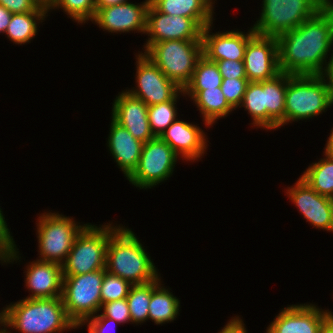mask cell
Instances as JSON below:
<instances>
[{"mask_svg": "<svg viewBox=\"0 0 333 333\" xmlns=\"http://www.w3.org/2000/svg\"><path fill=\"white\" fill-rule=\"evenodd\" d=\"M279 70L286 74H321L333 47V4L278 38Z\"/></svg>", "mask_w": 333, "mask_h": 333, "instance_id": "6da1fadb", "label": "cell"}, {"mask_svg": "<svg viewBox=\"0 0 333 333\" xmlns=\"http://www.w3.org/2000/svg\"><path fill=\"white\" fill-rule=\"evenodd\" d=\"M129 228L120 226L109 238L106 251V271L132 285L146 284L160 274L139 238Z\"/></svg>", "mask_w": 333, "mask_h": 333, "instance_id": "7a4b0ae2", "label": "cell"}, {"mask_svg": "<svg viewBox=\"0 0 333 333\" xmlns=\"http://www.w3.org/2000/svg\"><path fill=\"white\" fill-rule=\"evenodd\" d=\"M7 327L20 333H60L76 329L61 297L22 299L6 305Z\"/></svg>", "mask_w": 333, "mask_h": 333, "instance_id": "3957f363", "label": "cell"}, {"mask_svg": "<svg viewBox=\"0 0 333 333\" xmlns=\"http://www.w3.org/2000/svg\"><path fill=\"white\" fill-rule=\"evenodd\" d=\"M331 106L327 84L320 74H287L284 125L313 119Z\"/></svg>", "mask_w": 333, "mask_h": 333, "instance_id": "277c9868", "label": "cell"}, {"mask_svg": "<svg viewBox=\"0 0 333 333\" xmlns=\"http://www.w3.org/2000/svg\"><path fill=\"white\" fill-rule=\"evenodd\" d=\"M120 227L112 223L87 225L77 235L62 264L63 275H80L106 267V251L110 236Z\"/></svg>", "mask_w": 333, "mask_h": 333, "instance_id": "5b68a950", "label": "cell"}, {"mask_svg": "<svg viewBox=\"0 0 333 333\" xmlns=\"http://www.w3.org/2000/svg\"><path fill=\"white\" fill-rule=\"evenodd\" d=\"M331 0H263L260 17L252 26L254 32L278 38L311 18Z\"/></svg>", "mask_w": 333, "mask_h": 333, "instance_id": "8992f818", "label": "cell"}, {"mask_svg": "<svg viewBox=\"0 0 333 333\" xmlns=\"http://www.w3.org/2000/svg\"><path fill=\"white\" fill-rule=\"evenodd\" d=\"M180 88L189 83L202 54V40H167L152 44L144 53Z\"/></svg>", "mask_w": 333, "mask_h": 333, "instance_id": "52a82bcc", "label": "cell"}, {"mask_svg": "<svg viewBox=\"0 0 333 333\" xmlns=\"http://www.w3.org/2000/svg\"><path fill=\"white\" fill-rule=\"evenodd\" d=\"M106 269L80 275H63L62 301L76 327L101 308V286Z\"/></svg>", "mask_w": 333, "mask_h": 333, "instance_id": "ba28073f", "label": "cell"}, {"mask_svg": "<svg viewBox=\"0 0 333 333\" xmlns=\"http://www.w3.org/2000/svg\"><path fill=\"white\" fill-rule=\"evenodd\" d=\"M37 222L39 260L60 265L65 262L77 235L87 225H80L73 217L57 212L41 213Z\"/></svg>", "mask_w": 333, "mask_h": 333, "instance_id": "9c48e42d", "label": "cell"}, {"mask_svg": "<svg viewBox=\"0 0 333 333\" xmlns=\"http://www.w3.org/2000/svg\"><path fill=\"white\" fill-rule=\"evenodd\" d=\"M178 157L168 143L154 137L144 143L138 165L127 180L136 188L151 189L171 177Z\"/></svg>", "mask_w": 333, "mask_h": 333, "instance_id": "30bf717a", "label": "cell"}, {"mask_svg": "<svg viewBox=\"0 0 333 333\" xmlns=\"http://www.w3.org/2000/svg\"><path fill=\"white\" fill-rule=\"evenodd\" d=\"M136 88L126 91L141 99L147 106L173 100L184 95L183 89L168 79L142 51L136 55Z\"/></svg>", "mask_w": 333, "mask_h": 333, "instance_id": "8fae6325", "label": "cell"}, {"mask_svg": "<svg viewBox=\"0 0 333 333\" xmlns=\"http://www.w3.org/2000/svg\"><path fill=\"white\" fill-rule=\"evenodd\" d=\"M203 28L192 18L172 16L157 11L151 4L147 11L148 40L144 52L154 43L167 40H201Z\"/></svg>", "mask_w": 333, "mask_h": 333, "instance_id": "7c38bea8", "label": "cell"}, {"mask_svg": "<svg viewBox=\"0 0 333 333\" xmlns=\"http://www.w3.org/2000/svg\"><path fill=\"white\" fill-rule=\"evenodd\" d=\"M243 62L249 82L274 78L280 73L277 38L255 33L248 40Z\"/></svg>", "mask_w": 333, "mask_h": 333, "instance_id": "4fadbf2b", "label": "cell"}, {"mask_svg": "<svg viewBox=\"0 0 333 333\" xmlns=\"http://www.w3.org/2000/svg\"><path fill=\"white\" fill-rule=\"evenodd\" d=\"M286 191L307 222L314 228L333 232V198L318 194L301 177Z\"/></svg>", "mask_w": 333, "mask_h": 333, "instance_id": "5bb4252c", "label": "cell"}, {"mask_svg": "<svg viewBox=\"0 0 333 333\" xmlns=\"http://www.w3.org/2000/svg\"><path fill=\"white\" fill-rule=\"evenodd\" d=\"M150 0L140 4H133L130 0L124 4H117L105 8L96 9L92 23L94 22L103 31L111 33H126L130 31H146L147 11Z\"/></svg>", "mask_w": 333, "mask_h": 333, "instance_id": "9a60e30c", "label": "cell"}, {"mask_svg": "<svg viewBox=\"0 0 333 333\" xmlns=\"http://www.w3.org/2000/svg\"><path fill=\"white\" fill-rule=\"evenodd\" d=\"M332 312L314 304L288 305L280 310L266 329V333H319Z\"/></svg>", "mask_w": 333, "mask_h": 333, "instance_id": "2e32d148", "label": "cell"}, {"mask_svg": "<svg viewBox=\"0 0 333 333\" xmlns=\"http://www.w3.org/2000/svg\"><path fill=\"white\" fill-rule=\"evenodd\" d=\"M112 106L111 119L126 128L135 139L145 143L155 137L149 124L148 106L141 99L123 90Z\"/></svg>", "mask_w": 333, "mask_h": 333, "instance_id": "e0dca14e", "label": "cell"}, {"mask_svg": "<svg viewBox=\"0 0 333 333\" xmlns=\"http://www.w3.org/2000/svg\"><path fill=\"white\" fill-rule=\"evenodd\" d=\"M212 25L208 24L202 30V54L211 61L243 60L248 40L255 34L253 28L246 34L238 29L211 33Z\"/></svg>", "mask_w": 333, "mask_h": 333, "instance_id": "ac0fdd59", "label": "cell"}, {"mask_svg": "<svg viewBox=\"0 0 333 333\" xmlns=\"http://www.w3.org/2000/svg\"><path fill=\"white\" fill-rule=\"evenodd\" d=\"M160 138L168 143L182 160L186 161H198L208 148L206 140L208 138L202 128L178 118L161 134Z\"/></svg>", "mask_w": 333, "mask_h": 333, "instance_id": "d6986e66", "label": "cell"}, {"mask_svg": "<svg viewBox=\"0 0 333 333\" xmlns=\"http://www.w3.org/2000/svg\"><path fill=\"white\" fill-rule=\"evenodd\" d=\"M25 271V285L32 292L27 299L61 297L63 287L62 265L36 259Z\"/></svg>", "mask_w": 333, "mask_h": 333, "instance_id": "ffe728a7", "label": "cell"}, {"mask_svg": "<svg viewBox=\"0 0 333 333\" xmlns=\"http://www.w3.org/2000/svg\"><path fill=\"white\" fill-rule=\"evenodd\" d=\"M107 146L115 159L118 168L125 177H129L136 169L144 143L135 139L128 130L111 120Z\"/></svg>", "mask_w": 333, "mask_h": 333, "instance_id": "44dd1931", "label": "cell"}, {"mask_svg": "<svg viewBox=\"0 0 333 333\" xmlns=\"http://www.w3.org/2000/svg\"><path fill=\"white\" fill-rule=\"evenodd\" d=\"M159 12L194 19L202 28L213 23L214 0H150Z\"/></svg>", "mask_w": 333, "mask_h": 333, "instance_id": "7402d4cb", "label": "cell"}, {"mask_svg": "<svg viewBox=\"0 0 333 333\" xmlns=\"http://www.w3.org/2000/svg\"><path fill=\"white\" fill-rule=\"evenodd\" d=\"M201 113L205 126L209 128L219 118L227 117L234 109L226 101L221 87L206 90H183Z\"/></svg>", "mask_w": 333, "mask_h": 333, "instance_id": "603a6c76", "label": "cell"}, {"mask_svg": "<svg viewBox=\"0 0 333 333\" xmlns=\"http://www.w3.org/2000/svg\"><path fill=\"white\" fill-rule=\"evenodd\" d=\"M286 89L287 74L284 72H280L274 78L264 81L266 130H276L284 126Z\"/></svg>", "mask_w": 333, "mask_h": 333, "instance_id": "cb8c5ba5", "label": "cell"}, {"mask_svg": "<svg viewBox=\"0 0 333 333\" xmlns=\"http://www.w3.org/2000/svg\"><path fill=\"white\" fill-rule=\"evenodd\" d=\"M160 278L159 276L152 281V294L148 309V320L154 321L157 325L173 322L180 311V300L161 284Z\"/></svg>", "mask_w": 333, "mask_h": 333, "instance_id": "d4e9b609", "label": "cell"}, {"mask_svg": "<svg viewBox=\"0 0 333 333\" xmlns=\"http://www.w3.org/2000/svg\"><path fill=\"white\" fill-rule=\"evenodd\" d=\"M47 11H30L28 13L12 14L5 31L7 38L15 44H26L37 34L40 21L48 15Z\"/></svg>", "mask_w": 333, "mask_h": 333, "instance_id": "484cf974", "label": "cell"}, {"mask_svg": "<svg viewBox=\"0 0 333 333\" xmlns=\"http://www.w3.org/2000/svg\"><path fill=\"white\" fill-rule=\"evenodd\" d=\"M324 158L310 164L300 176L318 194L333 198V157Z\"/></svg>", "mask_w": 333, "mask_h": 333, "instance_id": "4316f807", "label": "cell"}, {"mask_svg": "<svg viewBox=\"0 0 333 333\" xmlns=\"http://www.w3.org/2000/svg\"><path fill=\"white\" fill-rule=\"evenodd\" d=\"M239 107H244L251 115L253 126L266 130V107L264 81L249 82Z\"/></svg>", "mask_w": 333, "mask_h": 333, "instance_id": "83f0119b", "label": "cell"}, {"mask_svg": "<svg viewBox=\"0 0 333 333\" xmlns=\"http://www.w3.org/2000/svg\"><path fill=\"white\" fill-rule=\"evenodd\" d=\"M221 84L222 75L216 62L202 55L196 63L191 80L183 90H206L221 87Z\"/></svg>", "mask_w": 333, "mask_h": 333, "instance_id": "f1b7e54d", "label": "cell"}, {"mask_svg": "<svg viewBox=\"0 0 333 333\" xmlns=\"http://www.w3.org/2000/svg\"><path fill=\"white\" fill-rule=\"evenodd\" d=\"M152 282L132 285L126 298L132 323L138 325L148 320Z\"/></svg>", "mask_w": 333, "mask_h": 333, "instance_id": "f546056e", "label": "cell"}, {"mask_svg": "<svg viewBox=\"0 0 333 333\" xmlns=\"http://www.w3.org/2000/svg\"><path fill=\"white\" fill-rule=\"evenodd\" d=\"M179 95L173 100L148 106V119L152 134L160 137L161 134L177 119L176 103Z\"/></svg>", "mask_w": 333, "mask_h": 333, "instance_id": "4dcf8cb0", "label": "cell"}, {"mask_svg": "<svg viewBox=\"0 0 333 333\" xmlns=\"http://www.w3.org/2000/svg\"><path fill=\"white\" fill-rule=\"evenodd\" d=\"M58 8L66 12V15L78 24L92 21L96 13L95 0H55L51 10Z\"/></svg>", "mask_w": 333, "mask_h": 333, "instance_id": "1f68e13d", "label": "cell"}, {"mask_svg": "<svg viewBox=\"0 0 333 333\" xmlns=\"http://www.w3.org/2000/svg\"><path fill=\"white\" fill-rule=\"evenodd\" d=\"M131 286L132 284L129 281L106 271L100 290L101 303L127 298Z\"/></svg>", "mask_w": 333, "mask_h": 333, "instance_id": "d6a6232c", "label": "cell"}, {"mask_svg": "<svg viewBox=\"0 0 333 333\" xmlns=\"http://www.w3.org/2000/svg\"><path fill=\"white\" fill-rule=\"evenodd\" d=\"M249 81L247 78L222 79L221 90L229 105L236 110L243 100Z\"/></svg>", "mask_w": 333, "mask_h": 333, "instance_id": "836d02e7", "label": "cell"}, {"mask_svg": "<svg viewBox=\"0 0 333 333\" xmlns=\"http://www.w3.org/2000/svg\"><path fill=\"white\" fill-rule=\"evenodd\" d=\"M101 314H96L95 316H105L110 319L115 320L118 323H132L131 316L129 312L128 302L125 299L114 300L101 305L100 312Z\"/></svg>", "mask_w": 333, "mask_h": 333, "instance_id": "e575fe53", "label": "cell"}, {"mask_svg": "<svg viewBox=\"0 0 333 333\" xmlns=\"http://www.w3.org/2000/svg\"><path fill=\"white\" fill-rule=\"evenodd\" d=\"M216 62L222 79L247 78L243 60H220Z\"/></svg>", "mask_w": 333, "mask_h": 333, "instance_id": "d590c367", "label": "cell"}, {"mask_svg": "<svg viewBox=\"0 0 333 333\" xmlns=\"http://www.w3.org/2000/svg\"><path fill=\"white\" fill-rule=\"evenodd\" d=\"M85 324L88 327V330H87L88 333H107L109 330L113 332V330H115L114 326H116L120 323L116 322L113 319L105 317V316H93V317H90L89 319L82 321L77 326V328H80V327L84 326Z\"/></svg>", "mask_w": 333, "mask_h": 333, "instance_id": "8d00e7d4", "label": "cell"}, {"mask_svg": "<svg viewBox=\"0 0 333 333\" xmlns=\"http://www.w3.org/2000/svg\"><path fill=\"white\" fill-rule=\"evenodd\" d=\"M21 257L15 243H12L1 231H0V261L3 263H13L18 261Z\"/></svg>", "mask_w": 333, "mask_h": 333, "instance_id": "74e56055", "label": "cell"}, {"mask_svg": "<svg viewBox=\"0 0 333 333\" xmlns=\"http://www.w3.org/2000/svg\"><path fill=\"white\" fill-rule=\"evenodd\" d=\"M0 5L4 6L12 14L28 13L30 11H46L38 7L33 0H0Z\"/></svg>", "mask_w": 333, "mask_h": 333, "instance_id": "f35d334b", "label": "cell"}, {"mask_svg": "<svg viewBox=\"0 0 333 333\" xmlns=\"http://www.w3.org/2000/svg\"><path fill=\"white\" fill-rule=\"evenodd\" d=\"M329 58L330 59L327 62L324 71L320 75L324 78L327 84L329 98L331 104L333 105V52Z\"/></svg>", "mask_w": 333, "mask_h": 333, "instance_id": "ab89813d", "label": "cell"}, {"mask_svg": "<svg viewBox=\"0 0 333 333\" xmlns=\"http://www.w3.org/2000/svg\"><path fill=\"white\" fill-rule=\"evenodd\" d=\"M218 333H247L243 320L239 317H232L229 322Z\"/></svg>", "mask_w": 333, "mask_h": 333, "instance_id": "60d3db41", "label": "cell"}, {"mask_svg": "<svg viewBox=\"0 0 333 333\" xmlns=\"http://www.w3.org/2000/svg\"><path fill=\"white\" fill-rule=\"evenodd\" d=\"M11 16L12 13L4 6L0 5V33H5L9 25Z\"/></svg>", "mask_w": 333, "mask_h": 333, "instance_id": "b9f144b4", "label": "cell"}, {"mask_svg": "<svg viewBox=\"0 0 333 333\" xmlns=\"http://www.w3.org/2000/svg\"><path fill=\"white\" fill-rule=\"evenodd\" d=\"M0 231L12 242L15 243L13 236H11L10 230L5 221L2 209L0 208Z\"/></svg>", "mask_w": 333, "mask_h": 333, "instance_id": "7bdbcfd3", "label": "cell"}, {"mask_svg": "<svg viewBox=\"0 0 333 333\" xmlns=\"http://www.w3.org/2000/svg\"><path fill=\"white\" fill-rule=\"evenodd\" d=\"M128 0H95L96 9L105 8L112 5L124 4Z\"/></svg>", "mask_w": 333, "mask_h": 333, "instance_id": "ee69618b", "label": "cell"}, {"mask_svg": "<svg viewBox=\"0 0 333 333\" xmlns=\"http://www.w3.org/2000/svg\"><path fill=\"white\" fill-rule=\"evenodd\" d=\"M319 333H333V312L332 315L322 324Z\"/></svg>", "mask_w": 333, "mask_h": 333, "instance_id": "f6af8a7d", "label": "cell"}, {"mask_svg": "<svg viewBox=\"0 0 333 333\" xmlns=\"http://www.w3.org/2000/svg\"><path fill=\"white\" fill-rule=\"evenodd\" d=\"M38 7L45 9L47 12L53 7L55 0H33Z\"/></svg>", "mask_w": 333, "mask_h": 333, "instance_id": "bcb514c9", "label": "cell"}, {"mask_svg": "<svg viewBox=\"0 0 333 333\" xmlns=\"http://www.w3.org/2000/svg\"><path fill=\"white\" fill-rule=\"evenodd\" d=\"M325 151L323 153L328 154L329 156L333 157V128L330 133V136L328 137L326 146H325Z\"/></svg>", "mask_w": 333, "mask_h": 333, "instance_id": "7dc6e473", "label": "cell"}, {"mask_svg": "<svg viewBox=\"0 0 333 333\" xmlns=\"http://www.w3.org/2000/svg\"><path fill=\"white\" fill-rule=\"evenodd\" d=\"M6 318V308L3 307V310L0 312V327L3 326L4 328H0V333H11L7 330V324L5 323Z\"/></svg>", "mask_w": 333, "mask_h": 333, "instance_id": "c3c4849f", "label": "cell"}]
</instances>
